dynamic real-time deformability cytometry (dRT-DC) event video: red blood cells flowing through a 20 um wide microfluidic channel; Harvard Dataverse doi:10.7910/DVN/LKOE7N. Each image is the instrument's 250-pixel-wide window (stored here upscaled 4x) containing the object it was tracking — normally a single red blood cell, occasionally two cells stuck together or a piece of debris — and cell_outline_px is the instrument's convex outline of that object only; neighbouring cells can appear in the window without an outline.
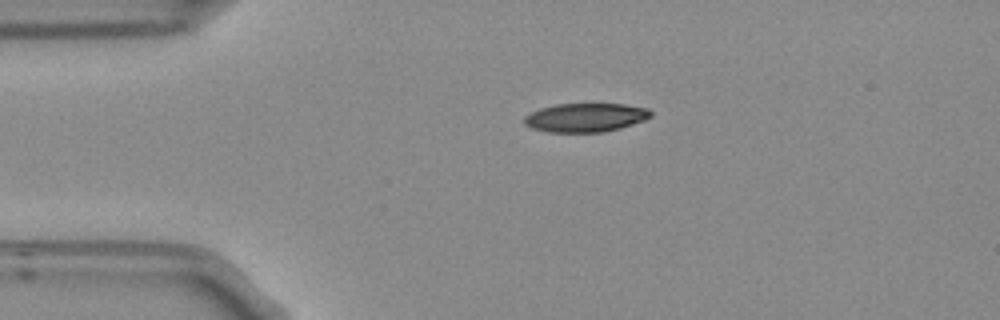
{"species": "Egyptian fruit bat (a non-hibernating species)", "species_latin": "Rousettus aegyptiacus", "temperature_condition": "room temperature", "stored_images_in_passage": 2, "camera_frame_rate_fps": 3000, "um_per_image_px": 0.085, "frame": {"image": 1, "passage_image": 1, "time_ms": 0.0, "image_size_px": [1000, 320], "cell_outline_px": [[652, 116], [644, 120], [620, 128], [600, 132], [548, 132], [532, 128], [524, 124], [524, 116], [540, 108], [556, 104], [624, 104], [648, 108], [652, 112]], "centroid_in_image_um": [49.77, 9.98], "position_along_channel_um": 35.2, "area_um2": 21.15}}